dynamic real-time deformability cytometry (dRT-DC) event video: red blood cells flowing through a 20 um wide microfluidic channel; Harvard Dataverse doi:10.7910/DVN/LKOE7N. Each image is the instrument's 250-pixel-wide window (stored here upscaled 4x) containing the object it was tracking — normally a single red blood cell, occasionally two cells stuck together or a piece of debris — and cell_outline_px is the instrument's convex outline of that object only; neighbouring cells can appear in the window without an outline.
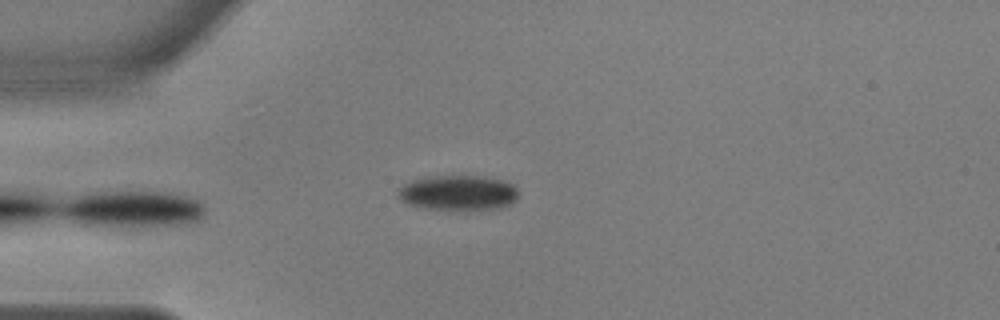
{"species": "common noctule bat (a hibernating species)", "species_latin": "Nyctalus noctula", "temperature_condition": "warm", "stored_images_in_passage": 32, "camera_frame_rate_fps": 3000, "um_per_image_px": 0.085, "animal": {"sex": "male", "body_mass_g": 17.9, "forearm_length_mm": 54.2}, "frame": {"image": 1, "passage_image": 2, "time_ms": 0.333, "image_size_px": [1000, 320], "cell_outline_px": [[520, 192], [516, 200], [512, 204], [496, 208], [420, 208], [408, 204], [400, 200], [396, 196], [396, 188], [412, 180], [428, 176], [484, 176], [500, 180], [512, 184]], "centroid_in_image_um": [38.89, 16.36], "position_along_channel_um": 46.1, "area_um2": 24.51}}
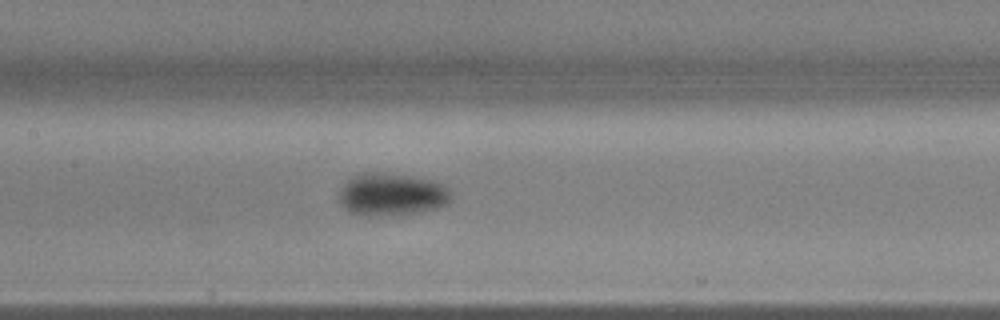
{"frame": {"image": 2, "passage_image": 14, "time_ms": 4.333, "image_size_px": [1000, 320], "cell_outline_px": [[452, 200], [436, 208], [412, 212], [368, 216], [348, 212], [340, 204], [340, 192], [344, 184], [352, 176], [360, 172], [384, 172], [412, 176], [432, 180], [444, 184], [452, 192]], "centroid_in_image_um": [33.29, 16.49], "position_along_channel_um": 174.1, "area_um2": 27.69}}
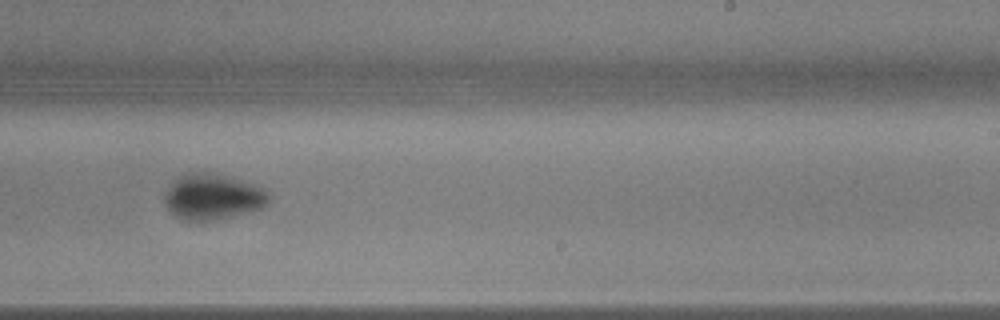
{"frame": {"image": 3, "passage_image": 22, "time_ms": 7.0, "image_size_px": [1000, 320], "cell_outline_px": [[272, 196], [268, 204], [260, 208], [204, 224], [184, 220], [176, 216], [168, 208], [164, 200], [164, 192], [180, 176], [188, 172], [196, 172], [224, 176], [256, 184], [268, 192]], "centroid_in_image_um": [18.09, 16.77], "position_along_channel_um": 270.9, "area_um2": 27.92}, "authors_computed_cell_mechanics": {"area_um2": 26.3857, "velocity_mm_per_s": 3.6434, "shape_relaxation_time_tau1_ms": 3.4343, "shape_relaxation_time_tau2_ms": 1.9912, "deformation_change_tau1": 0.1492, "deformation_change_tau2": 0.0315}}